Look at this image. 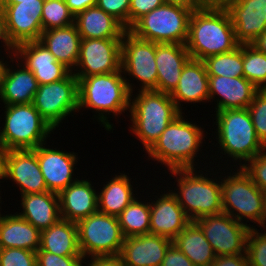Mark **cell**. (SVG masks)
<instances>
[{
	"mask_svg": "<svg viewBox=\"0 0 266 266\" xmlns=\"http://www.w3.org/2000/svg\"><path fill=\"white\" fill-rule=\"evenodd\" d=\"M6 150L4 145L0 141V179H3L4 174V157H5Z\"/></svg>",
	"mask_w": 266,
	"mask_h": 266,
	"instance_id": "db71d44e",
	"label": "cell"
},
{
	"mask_svg": "<svg viewBox=\"0 0 266 266\" xmlns=\"http://www.w3.org/2000/svg\"><path fill=\"white\" fill-rule=\"evenodd\" d=\"M211 266H249L246 254L216 256Z\"/></svg>",
	"mask_w": 266,
	"mask_h": 266,
	"instance_id": "bcb514c9",
	"label": "cell"
},
{
	"mask_svg": "<svg viewBox=\"0 0 266 266\" xmlns=\"http://www.w3.org/2000/svg\"><path fill=\"white\" fill-rule=\"evenodd\" d=\"M161 193L152 195L155 198L150 203V233L173 240L191 221L169 189Z\"/></svg>",
	"mask_w": 266,
	"mask_h": 266,
	"instance_id": "ffe728a7",
	"label": "cell"
},
{
	"mask_svg": "<svg viewBox=\"0 0 266 266\" xmlns=\"http://www.w3.org/2000/svg\"><path fill=\"white\" fill-rule=\"evenodd\" d=\"M163 0H130L128 29L143 15L163 5Z\"/></svg>",
	"mask_w": 266,
	"mask_h": 266,
	"instance_id": "ee69618b",
	"label": "cell"
},
{
	"mask_svg": "<svg viewBox=\"0 0 266 266\" xmlns=\"http://www.w3.org/2000/svg\"><path fill=\"white\" fill-rule=\"evenodd\" d=\"M83 264H85L83 266H125L119 256L91 257L88 261L84 259Z\"/></svg>",
	"mask_w": 266,
	"mask_h": 266,
	"instance_id": "c3c4849f",
	"label": "cell"
},
{
	"mask_svg": "<svg viewBox=\"0 0 266 266\" xmlns=\"http://www.w3.org/2000/svg\"><path fill=\"white\" fill-rule=\"evenodd\" d=\"M0 141L8 150L35 149L47 143L53 131L33 103L5 105ZM2 128V130H1ZM48 137V138H47Z\"/></svg>",
	"mask_w": 266,
	"mask_h": 266,
	"instance_id": "52a82bcc",
	"label": "cell"
},
{
	"mask_svg": "<svg viewBox=\"0 0 266 266\" xmlns=\"http://www.w3.org/2000/svg\"><path fill=\"white\" fill-rule=\"evenodd\" d=\"M76 224L83 259L119 256L124 236L116 216L97 211Z\"/></svg>",
	"mask_w": 266,
	"mask_h": 266,
	"instance_id": "30bf717a",
	"label": "cell"
},
{
	"mask_svg": "<svg viewBox=\"0 0 266 266\" xmlns=\"http://www.w3.org/2000/svg\"><path fill=\"white\" fill-rule=\"evenodd\" d=\"M77 179L59 194L61 219L77 223L98 211V191L88 179Z\"/></svg>",
	"mask_w": 266,
	"mask_h": 266,
	"instance_id": "cb8c5ba5",
	"label": "cell"
},
{
	"mask_svg": "<svg viewBox=\"0 0 266 266\" xmlns=\"http://www.w3.org/2000/svg\"><path fill=\"white\" fill-rule=\"evenodd\" d=\"M37 266H83V256H59L40 248L36 251Z\"/></svg>",
	"mask_w": 266,
	"mask_h": 266,
	"instance_id": "7bdbcfd3",
	"label": "cell"
},
{
	"mask_svg": "<svg viewBox=\"0 0 266 266\" xmlns=\"http://www.w3.org/2000/svg\"><path fill=\"white\" fill-rule=\"evenodd\" d=\"M164 3L182 5L192 10L200 8L205 2L204 0H163Z\"/></svg>",
	"mask_w": 266,
	"mask_h": 266,
	"instance_id": "f907efd6",
	"label": "cell"
},
{
	"mask_svg": "<svg viewBox=\"0 0 266 266\" xmlns=\"http://www.w3.org/2000/svg\"><path fill=\"white\" fill-rule=\"evenodd\" d=\"M243 73L256 88L266 89V54L251 44H243Z\"/></svg>",
	"mask_w": 266,
	"mask_h": 266,
	"instance_id": "d590c367",
	"label": "cell"
},
{
	"mask_svg": "<svg viewBox=\"0 0 266 266\" xmlns=\"http://www.w3.org/2000/svg\"><path fill=\"white\" fill-rule=\"evenodd\" d=\"M81 39L122 38L127 30L118 20L98 6L89 7L74 17Z\"/></svg>",
	"mask_w": 266,
	"mask_h": 266,
	"instance_id": "f546056e",
	"label": "cell"
},
{
	"mask_svg": "<svg viewBox=\"0 0 266 266\" xmlns=\"http://www.w3.org/2000/svg\"><path fill=\"white\" fill-rule=\"evenodd\" d=\"M120 174V175H118ZM114 174L115 176L103 184V187L98 191V211L104 214L118 217L122 211L135 199L139 193L135 188L126 173ZM135 195V196H134Z\"/></svg>",
	"mask_w": 266,
	"mask_h": 266,
	"instance_id": "4dcf8cb0",
	"label": "cell"
},
{
	"mask_svg": "<svg viewBox=\"0 0 266 266\" xmlns=\"http://www.w3.org/2000/svg\"><path fill=\"white\" fill-rule=\"evenodd\" d=\"M1 180H3V179H0V183H1V182H4V181H1ZM1 192H2V191H1V189H0V194H1ZM0 199H1V196H0ZM1 203H2V199L0 200V213H1V210H2V209H1V208H2V207H1Z\"/></svg>",
	"mask_w": 266,
	"mask_h": 266,
	"instance_id": "680465c9",
	"label": "cell"
},
{
	"mask_svg": "<svg viewBox=\"0 0 266 266\" xmlns=\"http://www.w3.org/2000/svg\"><path fill=\"white\" fill-rule=\"evenodd\" d=\"M129 117L131 134L136 136L147 152L162 132L181 112L168 93L156 90L131 93Z\"/></svg>",
	"mask_w": 266,
	"mask_h": 266,
	"instance_id": "5b68a950",
	"label": "cell"
},
{
	"mask_svg": "<svg viewBox=\"0 0 266 266\" xmlns=\"http://www.w3.org/2000/svg\"><path fill=\"white\" fill-rule=\"evenodd\" d=\"M172 243L182 251L195 266H211L216 258L212 246L200 226L191 221Z\"/></svg>",
	"mask_w": 266,
	"mask_h": 266,
	"instance_id": "d6a6232c",
	"label": "cell"
},
{
	"mask_svg": "<svg viewBox=\"0 0 266 266\" xmlns=\"http://www.w3.org/2000/svg\"><path fill=\"white\" fill-rule=\"evenodd\" d=\"M230 14L236 40L250 44L266 31V0H223Z\"/></svg>",
	"mask_w": 266,
	"mask_h": 266,
	"instance_id": "ac0fdd59",
	"label": "cell"
},
{
	"mask_svg": "<svg viewBox=\"0 0 266 266\" xmlns=\"http://www.w3.org/2000/svg\"><path fill=\"white\" fill-rule=\"evenodd\" d=\"M192 11L182 5L164 3L139 18L128 30L151 42L185 45Z\"/></svg>",
	"mask_w": 266,
	"mask_h": 266,
	"instance_id": "9c48e42d",
	"label": "cell"
},
{
	"mask_svg": "<svg viewBox=\"0 0 266 266\" xmlns=\"http://www.w3.org/2000/svg\"><path fill=\"white\" fill-rule=\"evenodd\" d=\"M252 118L255 133L266 147V89L258 90L247 108Z\"/></svg>",
	"mask_w": 266,
	"mask_h": 266,
	"instance_id": "f35d334b",
	"label": "cell"
},
{
	"mask_svg": "<svg viewBox=\"0 0 266 266\" xmlns=\"http://www.w3.org/2000/svg\"><path fill=\"white\" fill-rule=\"evenodd\" d=\"M96 6L113 16L128 30L130 0H96Z\"/></svg>",
	"mask_w": 266,
	"mask_h": 266,
	"instance_id": "b9f144b4",
	"label": "cell"
},
{
	"mask_svg": "<svg viewBox=\"0 0 266 266\" xmlns=\"http://www.w3.org/2000/svg\"><path fill=\"white\" fill-rule=\"evenodd\" d=\"M14 57L34 73L39 85L58 82L72 72L39 40L16 46Z\"/></svg>",
	"mask_w": 266,
	"mask_h": 266,
	"instance_id": "d6986e66",
	"label": "cell"
},
{
	"mask_svg": "<svg viewBox=\"0 0 266 266\" xmlns=\"http://www.w3.org/2000/svg\"><path fill=\"white\" fill-rule=\"evenodd\" d=\"M258 90L245 77L209 76V102H216L214 112L247 109Z\"/></svg>",
	"mask_w": 266,
	"mask_h": 266,
	"instance_id": "44dd1931",
	"label": "cell"
},
{
	"mask_svg": "<svg viewBox=\"0 0 266 266\" xmlns=\"http://www.w3.org/2000/svg\"><path fill=\"white\" fill-rule=\"evenodd\" d=\"M195 222L204 232L216 256L246 254L249 225L224 212L201 217Z\"/></svg>",
	"mask_w": 266,
	"mask_h": 266,
	"instance_id": "4fadbf2b",
	"label": "cell"
},
{
	"mask_svg": "<svg viewBox=\"0 0 266 266\" xmlns=\"http://www.w3.org/2000/svg\"><path fill=\"white\" fill-rule=\"evenodd\" d=\"M40 249L59 256H82L78 243L77 224L60 219L41 231Z\"/></svg>",
	"mask_w": 266,
	"mask_h": 266,
	"instance_id": "1f68e13d",
	"label": "cell"
},
{
	"mask_svg": "<svg viewBox=\"0 0 266 266\" xmlns=\"http://www.w3.org/2000/svg\"><path fill=\"white\" fill-rule=\"evenodd\" d=\"M21 212H16L40 232L61 219L59 197L54 192L29 193L21 195Z\"/></svg>",
	"mask_w": 266,
	"mask_h": 266,
	"instance_id": "4316f807",
	"label": "cell"
},
{
	"mask_svg": "<svg viewBox=\"0 0 266 266\" xmlns=\"http://www.w3.org/2000/svg\"><path fill=\"white\" fill-rule=\"evenodd\" d=\"M3 214L0 213V248L36 252L40 248L41 232L17 213Z\"/></svg>",
	"mask_w": 266,
	"mask_h": 266,
	"instance_id": "83f0119b",
	"label": "cell"
},
{
	"mask_svg": "<svg viewBox=\"0 0 266 266\" xmlns=\"http://www.w3.org/2000/svg\"><path fill=\"white\" fill-rule=\"evenodd\" d=\"M69 11L74 17L82 11H85L89 7L96 6V0H65Z\"/></svg>",
	"mask_w": 266,
	"mask_h": 266,
	"instance_id": "681fc988",
	"label": "cell"
},
{
	"mask_svg": "<svg viewBox=\"0 0 266 266\" xmlns=\"http://www.w3.org/2000/svg\"><path fill=\"white\" fill-rule=\"evenodd\" d=\"M58 62L73 71L80 51L81 36L76 24L43 31L39 40Z\"/></svg>",
	"mask_w": 266,
	"mask_h": 266,
	"instance_id": "f1b7e54d",
	"label": "cell"
},
{
	"mask_svg": "<svg viewBox=\"0 0 266 266\" xmlns=\"http://www.w3.org/2000/svg\"><path fill=\"white\" fill-rule=\"evenodd\" d=\"M261 230L263 228V231L266 229V192L264 193V200H263V214L260 220V223L258 225H252V227H256ZM259 226V227H258ZM266 231V230H265Z\"/></svg>",
	"mask_w": 266,
	"mask_h": 266,
	"instance_id": "f5cc1de1",
	"label": "cell"
},
{
	"mask_svg": "<svg viewBox=\"0 0 266 266\" xmlns=\"http://www.w3.org/2000/svg\"><path fill=\"white\" fill-rule=\"evenodd\" d=\"M214 116L216 144L220 148L217 153L226 155L224 158H231L233 163L238 162L236 165L234 163V167H243L266 149L255 133L248 109L221 110Z\"/></svg>",
	"mask_w": 266,
	"mask_h": 266,
	"instance_id": "8992f818",
	"label": "cell"
},
{
	"mask_svg": "<svg viewBox=\"0 0 266 266\" xmlns=\"http://www.w3.org/2000/svg\"><path fill=\"white\" fill-rule=\"evenodd\" d=\"M156 43L136 37L129 30L122 36L121 70L139 83L138 91L156 90Z\"/></svg>",
	"mask_w": 266,
	"mask_h": 266,
	"instance_id": "7c38bea8",
	"label": "cell"
},
{
	"mask_svg": "<svg viewBox=\"0 0 266 266\" xmlns=\"http://www.w3.org/2000/svg\"><path fill=\"white\" fill-rule=\"evenodd\" d=\"M19 187L20 195L47 192L37 155L32 149L8 150L4 157L3 180Z\"/></svg>",
	"mask_w": 266,
	"mask_h": 266,
	"instance_id": "2e32d148",
	"label": "cell"
},
{
	"mask_svg": "<svg viewBox=\"0 0 266 266\" xmlns=\"http://www.w3.org/2000/svg\"><path fill=\"white\" fill-rule=\"evenodd\" d=\"M0 57H1V55H0ZM4 59H5L4 56H3V58L0 59V87H1L2 75H3L4 69H5V65H6V62H7V60L4 61Z\"/></svg>",
	"mask_w": 266,
	"mask_h": 266,
	"instance_id": "11a10c76",
	"label": "cell"
},
{
	"mask_svg": "<svg viewBox=\"0 0 266 266\" xmlns=\"http://www.w3.org/2000/svg\"><path fill=\"white\" fill-rule=\"evenodd\" d=\"M0 43H3L1 45H3L5 49L4 51L7 56L6 58H10L14 56L16 47L12 44L11 40L9 39L7 29H6L5 18L1 11H0Z\"/></svg>",
	"mask_w": 266,
	"mask_h": 266,
	"instance_id": "7dc6e473",
	"label": "cell"
},
{
	"mask_svg": "<svg viewBox=\"0 0 266 266\" xmlns=\"http://www.w3.org/2000/svg\"><path fill=\"white\" fill-rule=\"evenodd\" d=\"M262 232V233H261ZM249 266H266V231L251 227L246 242Z\"/></svg>",
	"mask_w": 266,
	"mask_h": 266,
	"instance_id": "74e56055",
	"label": "cell"
},
{
	"mask_svg": "<svg viewBox=\"0 0 266 266\" xmlns=\"http://www.w3.org/2000/svg\"><path fill=\"white\" fill-rule=\"evenodd\" d=\"M216 167H219L218 170L216 169L218 172L210 168L207 170L209 174L197 168L171 169L168 170L170 173L165 172L171 174L170 177L173 179L176 177L174 181L177 182V188L173 189V186L168 188L190 221L223 212L221 175H217L218 179L216 173L222 174L219 170H226L227 167L225 165L224 168H220L219 164ZM213 175L216 177L213 178Z\"/></svg>",
	"mask_w": 266,
	"mask_h": 266,
	"instance_id": "3957f363",
	"label": "cell"
},
{
	"mask_svg": "<svg viewBox=\"0 0 266 266\" xmlns=\"http://www.w3.org/2000/svg\"><path fill=\"white\" fill-rule=\"evenodd\" d=\"M46 145L47 143L41 144L32 150L37 155L47 190L59 194L78 179V176L73 177L79 160L78 153L49 148Z\"/></svg>",
	"mask_w": 266,
	"mask_h": 266,
	"instance_id": "e0dca14e",
	"label": "cell"
},
{
	"mask_svg": "<svg viewBox=\"0 0 266 266\" xmlns=\"http://www.w3.org/2000/svg\"><path fill=\"white\" fill-rule=\"evenodd\" d=\"M77 79L79 111L82 108L93 110V113L96 112L93 116L98 124L101 123L108 132L114 130L115 126L109 118H119L125 111L129 112L131 93H134L136 88V85L134 87V84L130 83L133 80L125 77L121 69Z\"/></svg>",
	"mask_w": 266,
	"mask_h": 266,
	"instance_id": "7a4b0ae2",
	"label": "cell"
},
{
	"mask_svg": "<svg viewBox=\"0 0 266 266\" xmlns=\"http://www.w3.org/2000/svg\"><path fill=\"white\" fill-rule=\"evenodd\" d=\"M41 19L43 31L74 23V15L69 11L65 0H45Z\"/></svg>",
	"mask_w": 266,
	"mask_h": 266,
	"instance_id": "8d00e7d4",
	"label": "cell"
},
{
	"mask_svg": "<svg viewBox=\"0 0 266 266\" xmlns=\"http://www.w3.org/2000/svg\"><path fill=\"white\" fill-rule=\"evenodd\" d=\"M190 58L186 45L156 43V91L170 94L176 88L183 67Z\"/></svg>",
	"mask_w": 266,
	"mask_h": 266,
	"instance_id": "484cf974",
	"label": "cell"
},
{
	"mask_svg": "<svg viewBox=\"0 0 266 266\" xmlns=\"http://www.w3.org/2000/svg\"><path fill=\"white\" fill-rule=\"evenodd\" d=\"M242 169L251 180L265 193L266 192V149L250 159Z\"/></svg>",
	"mask_w": 266,
	"mask_h": 266,
	"instance_id": "60d3db41",
	"label": "cell"
},
{
	"mask_svg": "<svg viewBox=\"0 0 266 266\" xmlns=\"http://www.w3.org/2000/svg\"><path fill=\"white\" fill-rule=\"evenodd\" d=\"M33 105L41 117L56 130L64 119L79 112L77 77L71 72L58 82L38 85Z\"/></svg>",
	"mask_w": 266,
	"mask_h": 266,
	"instance_id": "8fae6325",
	"label": "cell"
},
{
	"mask_svg": "<svg viewBox=\"0 0 266 266\" xmlns=\"http://www.w3.org/2000/svg\"><path fill=\"white\" fill-rule=\"evenodd\" d=\"M20 1H36V0H0V4H16Z\"/></svg>",
	"mask_w": 266,
	"mask_h": 266,
	"instance_id": "9f6ffc18",
	"label": "cell"
},
{
	"mask_svg": "<svg viewBox=\"0 0 266 266\" xmlns=\"http://www.w3.org/2000/svg\"><path fill=\"white\" fill-rule=\"evenodd\" d=\"M9 61L13 63V66ZM9 61L7 59L2 75L0 101L3 102L4 105L33 103L39 85L34 73L27 69L14 56L10 57ZM14 61L15 63L17 62L16 65ZM14 65L16 67H14Z\"/></svg>",
	"mask_w": 266,
	"mask_h": 266,
	"instance_id": "603a6c76",
	"label": "cell"
},
{
	"mask_svg": "<svg viewBox=\"0 0 266 266\" xmlns=\"http://www.w3.org/2000/svg\"><path fill=\"white\" fill-rule=\"evenodd\" d=\"M223 0H204V2L221 3Z\"/></svg>",
	"mask_w": 266,
	"mask_h": 266,
	"instance_id": "6f0895ef",
	"label": "cell"
},
{
	"mask_svg": "<svg viewBox=\"0 0 266 266\" xmlns=\"http://www.w3.org/2000/svg\"><path fill=\"white\" fill-rule=\"evenodd\" d=\"M141 201L138 197L117 217L124 238L150 233V201ZM147 201V202H146Z\"/></svg>",
	"mask_w": 266,
	"mask_h": 266,
	"instance_id": "836d02e7",
	"label": "cell"
},
{
	"mask_svg": "<svg viewBox=\"0 0 266 266\" xmlns=\"http://www.w3.org/2000/svg\"><path fill=\"white\" fill-rule=\"evenodd\" d=\"M0 266H37L36 252L20 248H0Z\"/></svg>",
	"mask_w": 266,
	"mask_h": 266,
	"instance_id": "ab89813d",
	"label": "cell"
},
{
	"mask_svg": "<svg viewBox=\"0 0 266 266\" xmlns=\"http://www.w3.org/2000/svg\"><path fill=\"white\" fill-rule=\"evenodd\" d=\"M185 45L190 57L201 61L240 45L230 14L222 3L205 2L192 11Z\"/></svg>",
	"mask_w": 266,
	"mask_h": 266,
	"instance_id": "6da1fadb",
	"label": "cell"
},
{
	"mask_svg": "<svg viewBox=\"0 0 266 266\" xmlns=\"http://www.w3.org/2000/svg\"><path fill=\"white\" fill-rule=\"evenodd\" d=\"M208 76L244 77L243 44L227 53H220L203 60Z\"/></svg>",
	"mask_w": 266,
	"mask_h": 266,
	"instance_id": "e575fe53",
	"label": "cell"
},
{
	"mask_svg": "<svg viewBox=\"0 0 266 266\" xmlns=\"http://www.w3.org/2000/svg\"><path fill=\"white\" fill-rule=\"evenodd\" d=\"M169 95L181 113H184L181 102L209 103V76L204 62L190 58L183 67L176 88Z\"/></svg>",
	"mask_w": 266,
	"mask_h": 266,
	"instance_id": "d4e9b609",
	"label": "cell"
},
{
	"mask_svg": "<svg viewBox=\"0 0 266 266\" xmlns=\"http://www.w3.org/2000/svg\"><path fill=\"white\" fill-rule=\"evenodd\" d=\"M183 114L178 115L145 152L150 160L161 163L167 170L196 168L195 166L197 169L201 168L195 160L198 152L202 153L201 147L204 146L203 142L206 144L205 135L208 132L197 125L196 121H187Z\"/></svg>",
	"mask_w": 266,
	"mask_h": 266,
	"instance_id": "277c9868",
	"label": "cell"
},
{
	"mask_svg": "<svg viewBox=\"0 0 266 266\" xmlns=\"http://www.w3.org/2000/svg\"><path fill=\"white\" fill-rule=\"evenodd\" d=\"M228 169L231 172H227V176L226 173L221 175L223 212L250 227L247 222L258 225L263 214L264 192L242 167Z\"/></svg>",
	"mask_w": 266,
	"mask_h": 266,
	"instance_id": "ba28073f",
	"label": "cell"
},
{
	"mask_svg": "<svg viewBox=\"0 0 266 266\" xmlns=\"http://www.w3.org/2000/svg\"><path fill=\"white\" fill-rule=\"evenodd\" d=\"M258 51L266 54V31L258 36L253 42L250 43Z\"/></svg>",
	"mask_w": 266,
	"mask_h": 266,
	"instance_id": "816d5d0a",
	"label": "cell"
},
{
	"mask_svg": "<svg viewBox=\"0 0 266 266\" xmlns=\"http://www.w3.org/2000/svg\"><path fill=\"white\" fill-rule=\"evenodd\" d=\"M161 266H195L173 243L166 250Z\"/></svg>",
	"mask_w": 266,
	"mask_h": 266,
	"instance_id": "f6af8a7d",
	"label": "cell"
},
{
	"mask_svg": "<svg viewBox=\"0 0 266 266\" xmlns=\"http://www.w3.org/2000/svg\"><path fill=\"white\" fill-rule=\"evenodd\" d=\"M172 240L156 234L124 238L119 254L125 266H161Z\"/></svg>",
	"mask_w": 266,
	"mask_h": 266,
	"instance_id": "7402d4cb",
	"label": "cell"
},
{
	"mask_svg": "<svg viewBox=\"0 0 266 266\" xmlns=\"http://www.w3.org/2000/svg\"><path fill=\"white\" fill-rule=\"evenodd\" d=\"M122 38L81 39L76 68L77 78L112 73L121 69Z\"/></svg>",
	"mask_w": 266,
	"mask_h": 266,
	"instance_id": "5bb4252c",
	"label": "cell"
},
{
	"mask_svg": "<svg viewBox=\"0 0 266 266\" xmlns=\"http://www.w3.org/2000/svg\"><path fill=\"white\" fill-rule=\"evenodd\" d=\"M44 1L0 4L9 39L15 47L25 42L40 40L43 32L41 17Z\"/></svg>",
	"mask_w": 266,
	"mask_h": 266,
	"instance_id": "9a60e30c",
	"label": "cell"
}]
</instances>
